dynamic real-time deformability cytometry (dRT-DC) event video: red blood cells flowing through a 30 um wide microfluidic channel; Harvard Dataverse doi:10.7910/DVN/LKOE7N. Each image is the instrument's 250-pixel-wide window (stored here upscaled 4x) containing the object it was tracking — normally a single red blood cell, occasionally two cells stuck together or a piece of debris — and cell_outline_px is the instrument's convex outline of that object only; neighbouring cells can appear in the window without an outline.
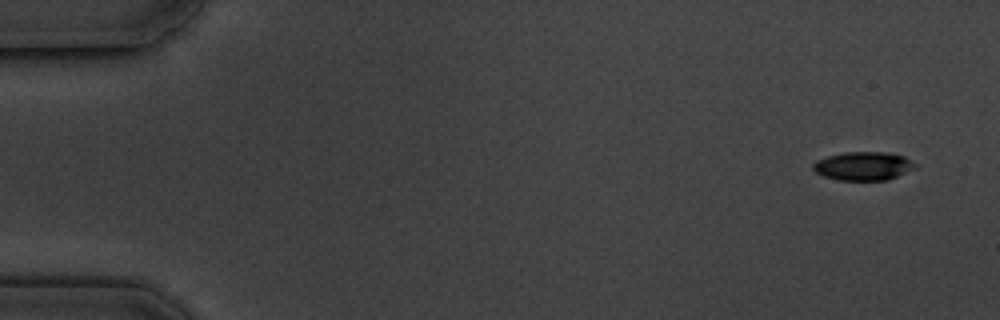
{"species": "common noctule bat (a hibernating species)", "species_latin": "Nyctalus noctula", "temperature_condition": "cold", "stored_images_in_passage": 5, "camera_frame_rate_fps": 3000, "um_per_image_px": 0.085, "animal": {"sex": "male", "body_mass_g": 19.5, "forearm_length_mm": 54.6}, "frame": {"image": 1, "passage_image": 1, "time_ms": 0.0, "image_size_px": [1000, 320], "cell_outline_px": [[916, 168], [888, 180], [840, 180], [824, 176], [816, 172], [812, 168], [812, 164], [816, 160], [828, 156], [844, 152], [884, 152], [904, 156], [916, 164]], "centroid_in_image_um": [73.38, 14.11], "position_along_channel_um": 11.6, "area_um2": 16.94}}
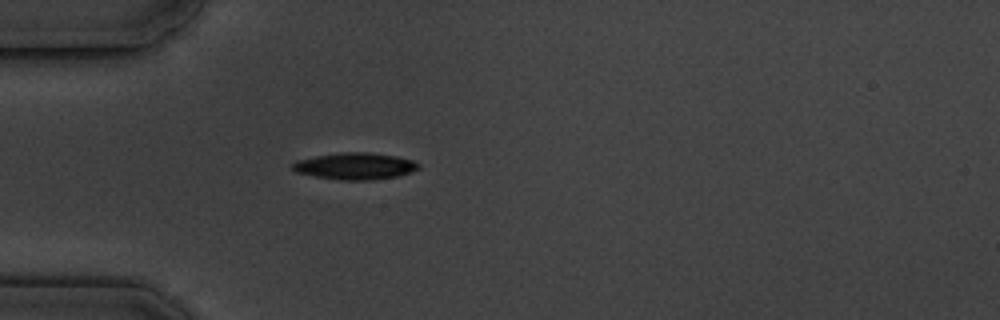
{"frame": {"image": 2, "passage_image": 5, "time_ms": 4.667, "image_size_px": [1000, 320], "cell_outline_px": [[420, 168], [412, 172], [396, 176], [368, 180], [344, 180], [316, 176], [296, 172], [292, 168], [292, 164], [296, 160], [316, 156], [340, 152], [372, 152], [396, 156], [412, 160], [420, 164]], "centroid_in_image_um": [30.2, 14.1], "position_along_channel_um": 54.8, "area_um2": 19.54}}